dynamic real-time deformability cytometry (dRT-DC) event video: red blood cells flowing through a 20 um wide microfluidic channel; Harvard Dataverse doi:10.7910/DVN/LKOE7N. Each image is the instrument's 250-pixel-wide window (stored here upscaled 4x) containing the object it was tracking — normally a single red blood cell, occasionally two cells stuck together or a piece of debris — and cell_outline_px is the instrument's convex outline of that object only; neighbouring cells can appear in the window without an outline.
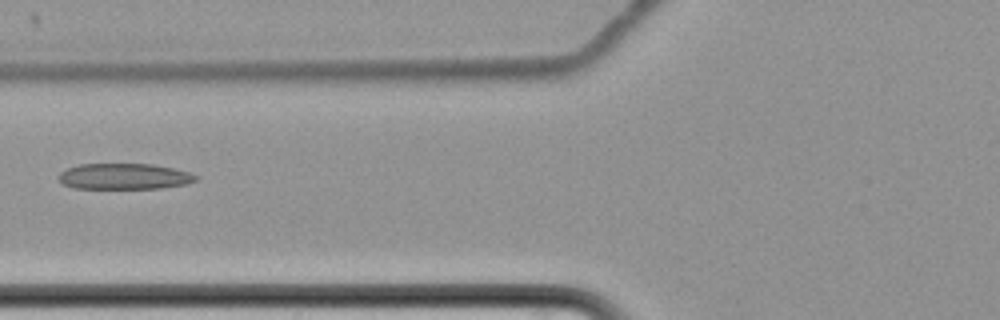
{"species": "common noctule bat (a hibernating species)", "species_latin": "Nyctalus noctula", "temperature_condition": "cold", "stored_images_in_passage": 7, "camera_frame_rate_fps": 3000, "um_per_image_px": 0.085, "animal": {"sex": "female", "body_mass_g": 22.7, "forearm_length_mm": 54.2}, "frame": {"image": 1, "passage_image": 2, "time_ms": 1.667, "image_size_px": [1000, 320], "cell_outline_px": [[200, 176], [196, 180], [188, 184], [160, 188], [72, 188], [64, 184], [56, 176], [60, 172], [68, 168], [80, 164], [152, 164], [172, 168], [188, 172]], "centroid_in_image_um": [10.56, 14.99], "position_along_channel_um": 115.2, "area_um2": 20.69}}
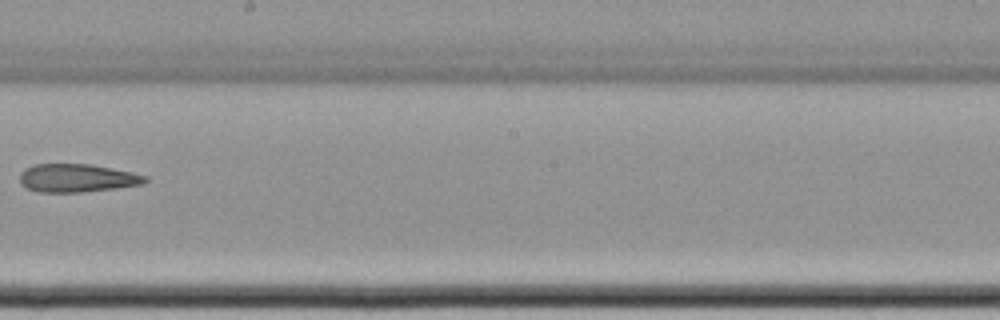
{"frame": {"image": 2, "passage_image": 5, "time_ms": 5.333, "image_size_px": [1000, 320], "cell_outline_px": [[148, 180], [144, 184], [116, 188], [80, 192], [36, 192], [20, 184], [20, 172], [24, 168], [36, 164], [92, 164], [132, 172], [148, 176]], "centroid_in_image_um": [6.55, 15.13], "position_along_channel_um": 241.6, "area_um2": 20.75}}
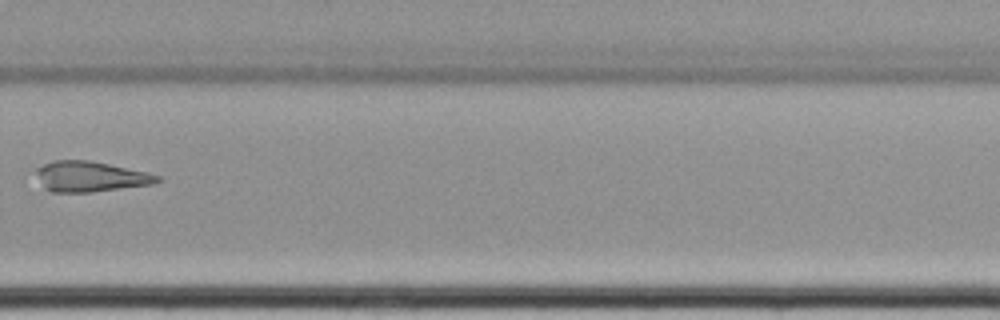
{"frame": {"image": 3, "passage_image": 7, "time_ms": 7.667, "image_size_px": [1000, 320], "cell_outline_px": [[160, 180], [152, 184], [92, 192], [48, 192], [44, 188], [36, 172], [44, 164], [56, 160], [88, 160], [148, 172], [160, 176]], "centroid_in_image_um": [7.69, 15.01], "position_along_channel_um": 322.1, "area_um2": 21.15}}